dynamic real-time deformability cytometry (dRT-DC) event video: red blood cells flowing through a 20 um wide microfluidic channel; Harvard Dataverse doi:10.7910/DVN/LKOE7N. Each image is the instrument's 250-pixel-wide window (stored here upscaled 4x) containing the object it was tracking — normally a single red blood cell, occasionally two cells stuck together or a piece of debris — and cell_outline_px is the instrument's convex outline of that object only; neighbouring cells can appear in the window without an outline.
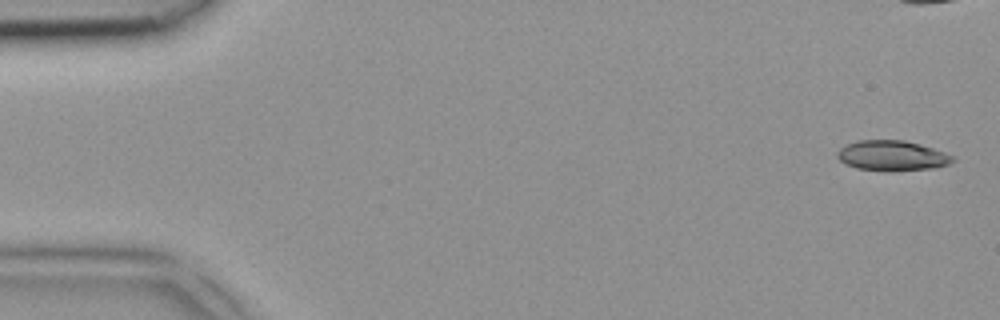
{"species": "common noctule bat (a hibernating species)", "species_latin": "Nyctalus noctula", "temperature_condition": "room temperature", "stored_images_in_passage": 6, "camera_frame_rate_fps": 3000, "um_per_image_px": 0.085, "animal": {"sex": "female", "body_mass_g": 18.4}, "frame": {"image": 1, "passage_image": 1, "time_ms": 0.0, "image_size_px": [1000, 320], "cell_outline_px": [[956, 160], [948, 164], [936, 168], [892, 172], [884, 172], [856, 168], [844, 164], [836, 156], [836, 152], [840, 148], [856, 140], [904, 140], [920, 144], [956, 156]], "centroid_in_image_um": [75.83, 13.25], "position_along_channel_um": 9.2, "area_um2": 20.81}}